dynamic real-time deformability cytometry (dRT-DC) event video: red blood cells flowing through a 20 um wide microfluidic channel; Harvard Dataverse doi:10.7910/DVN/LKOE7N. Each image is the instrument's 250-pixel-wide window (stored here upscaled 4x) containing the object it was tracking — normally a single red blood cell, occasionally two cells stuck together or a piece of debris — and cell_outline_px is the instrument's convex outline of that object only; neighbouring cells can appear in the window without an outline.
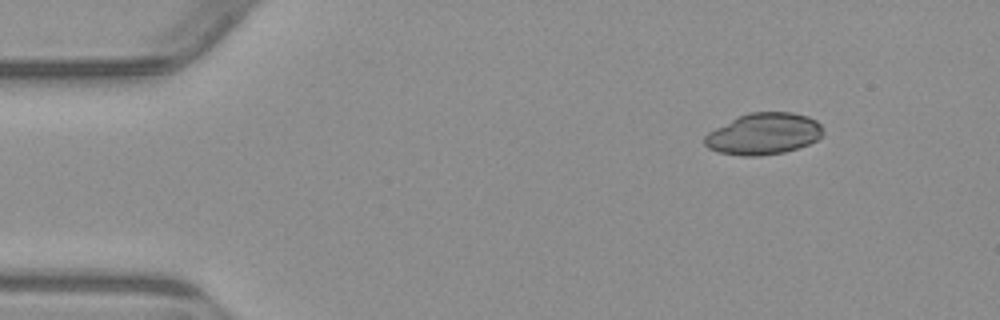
{"species": "common noctule bat (a hibernating species)", "species_latin": "Nyctalus noctula", "temperature_condition": "warm", "stored_images_in_passage": 6, "camera_frame_rate_fps": 3000, "um_per_image_px": 0.085, "animal": {"sex": "male", "body_mass_g": 23.1, "forearm_length_mm": 52.7}, "frame": {"image": 1, "passage_image": 2, "time_ms": 1.333, "image_size_px": [1000, 320], "cell_outline_px": [[824, 136], [808, 144], [784, 152], [760, 156], [744, 156], [720, 152], [708, 148], [704, 144], [704, 136], [708, 132], [748, 112], [792, 112], [808, 116], [816, 120], [820, 124], [824, 132]], "centroid_in_image_um": [64.94, 11.37], "position_along_channel_um": 20.1, "area_um2": 28.55}}